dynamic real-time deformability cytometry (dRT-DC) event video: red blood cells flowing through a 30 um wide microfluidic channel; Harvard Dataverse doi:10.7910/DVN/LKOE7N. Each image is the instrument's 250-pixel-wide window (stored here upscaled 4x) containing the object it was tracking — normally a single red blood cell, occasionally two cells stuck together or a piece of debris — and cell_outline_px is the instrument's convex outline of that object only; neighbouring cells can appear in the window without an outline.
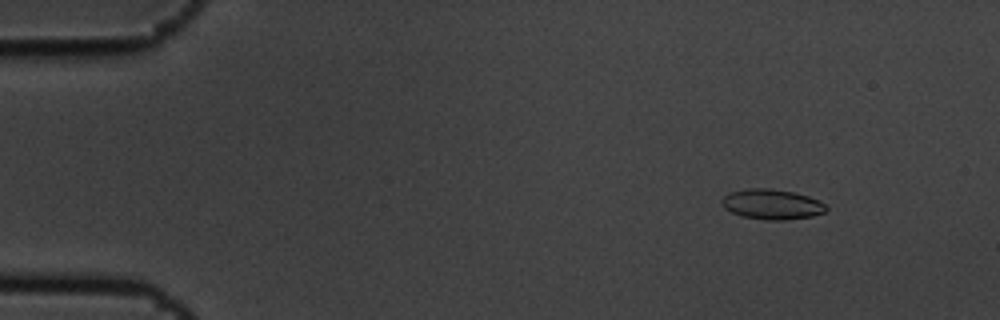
{"species": "common noctule bat (a hibernating species)", "species_latin": "Nyctalus noctula", "temperature_condition": "cold", "stored_images_in_passage": 3, "camera_frame_rate_fps": 3000, "um_per_image_px": 0.085, "animal": {"sex": "male", "body_mass_g": 19.5, "forearm_length_mm": 54.6}, "frame": {"image": 1, "passage_image": 1, "time_ms": 0.0, "image_size_px": [1000, 320], "cell_outline_px": [[828, 208], [824, 212], [812, 216], [784, 220], [764, 220], [744, 216], [732, 212], [724, 208], [720, 200], [724, 196], [732, 192], [748, 188], [768, 188], [792, 192], [808, 196], [824, 204]], "centroid_in_image_um": [65.59, 17.37], "position_along_channel_um": 19.4, "area_um2": 18.09}}